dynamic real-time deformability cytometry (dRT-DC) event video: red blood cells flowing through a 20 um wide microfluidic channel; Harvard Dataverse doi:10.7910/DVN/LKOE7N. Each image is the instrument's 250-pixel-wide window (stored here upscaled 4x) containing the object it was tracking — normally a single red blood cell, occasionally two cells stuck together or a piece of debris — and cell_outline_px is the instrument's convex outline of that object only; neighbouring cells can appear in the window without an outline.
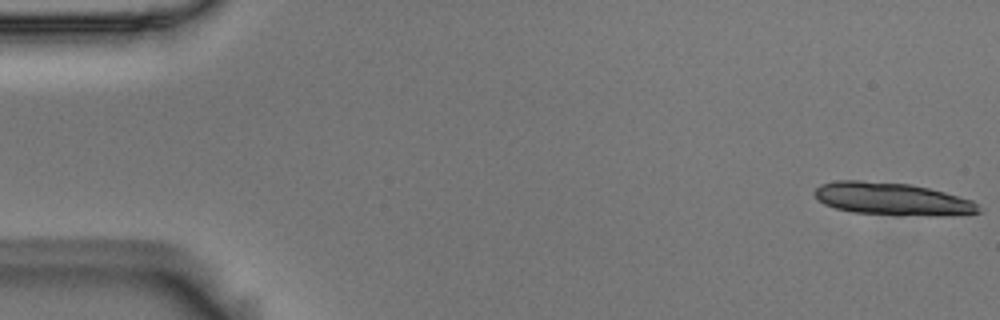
{"species": "Egyptian fruit bat (a non-hibernating species)", "species_latin": "Rousettus aegyptiacus", "temperature_condition": "room temperature", "stored_images_in_passage": 15, "camera_frame_rate_fps": 3000, "um_per_image_px": 0.085, "animal": {"sex": "male"}, "frame": {"image": 1, "passage_image": 1, "time_ms": 0.0, "image_size_px": [1000, 320], "cell_outline_px": [[980, 212], [944, 216], [896, 216], [852, 212], [836, 208], [824, 204], [816, 200], [812, 192], [820, 184], [836, 180], [860, 180], [912, 184], [944, 192], [972, 200], [976, 204]], "centroid_in_image_um": [75.77, 16.92], "position_along_channel_um": 9.2, "area_um2": 31.62}}